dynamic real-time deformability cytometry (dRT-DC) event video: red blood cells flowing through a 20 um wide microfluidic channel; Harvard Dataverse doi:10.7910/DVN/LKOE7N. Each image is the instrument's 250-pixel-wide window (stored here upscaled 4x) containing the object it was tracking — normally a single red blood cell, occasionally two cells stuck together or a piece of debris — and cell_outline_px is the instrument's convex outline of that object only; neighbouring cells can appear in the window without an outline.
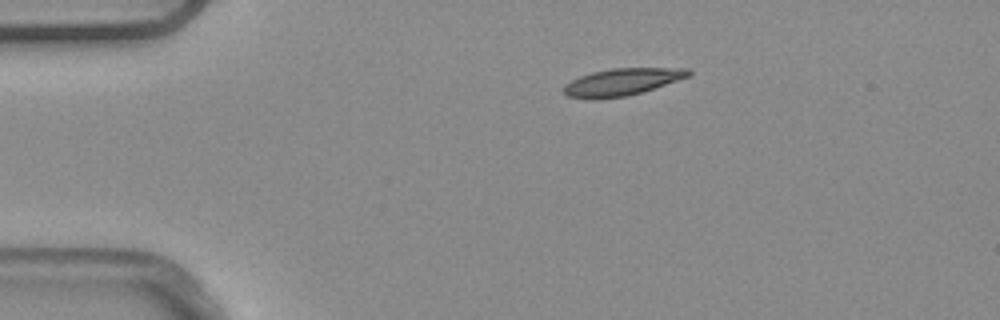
{"species": "common noctule bat (a hibernating species)", "species_latin": "Nyctalus noctula", "temperature_condition": "warm", "stored_images_in_passage": 4, "camera_frame_rate_fps": 3000, "um_per_image_px": 0.085, "animal": {"sex": "male", "body_mass_g": 20.4}, "frame": {"image": 1, "passage_image": 1, "time_ms": 0.0, "image_size_px": [1000, 320], "cell_outline_px": [[692, 72], [688, 76], [628, 96], [596, 100], [592, 100], [568, 96], [564, 92], [564, 84], [580, 76], [592, 72], [612, 68], [688, 68]], "centroid_in_image_um": [52.8, 6.97], "position_along_channel_um": 32.2, "area_um2": 19.54}}
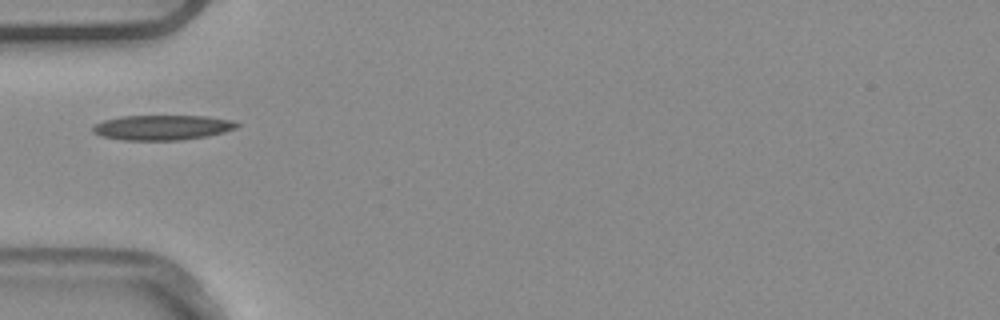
{"frame": {"image": 2, "passage_image": 3, "time_ms": 0.667, "image_size_px": [1000, 320], "cell_outline_px": [[240, 124], [236, 128], [224, 132], [208, 136], [180, 140], [120, 140], [100, 136], [92, 132], [92, 128], [96, 124], [104, 120], [120, 116], [208, 116], [232, 120]], "centroid_in_image_um": [13.79, 10.84], "position_along_channel_um": 71.2, "area_um2": 21.1}}